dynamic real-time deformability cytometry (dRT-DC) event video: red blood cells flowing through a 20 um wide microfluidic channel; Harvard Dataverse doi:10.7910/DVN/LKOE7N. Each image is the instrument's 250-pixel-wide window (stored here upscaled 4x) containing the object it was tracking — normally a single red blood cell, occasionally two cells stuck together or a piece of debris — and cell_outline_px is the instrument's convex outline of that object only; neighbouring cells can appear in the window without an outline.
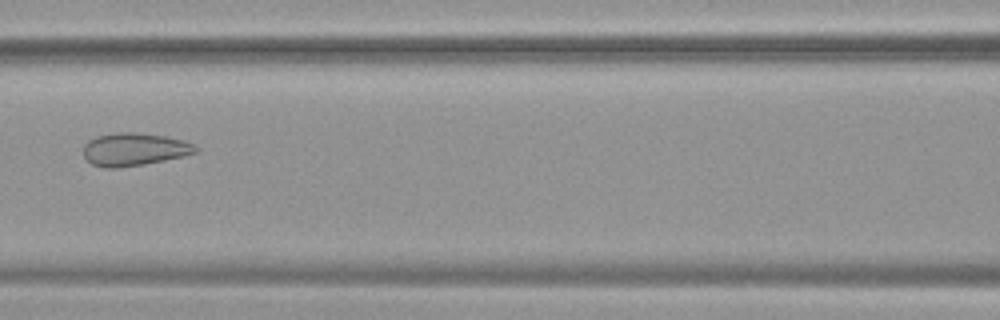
{"species": "common noctule bat (a hibernating species)", "species_latin": "Nyctalus noctula", "temperature_condition": "warm", "stored_images_in_passage": 10, "camera_frame_rate_fps": 3000, "um_per_image_px": 0.085, "animal": {"sex": "female", "body_mass_g": 19.9}, "frame": {"image": 1, "passage_image": 7, "time_ms": 2.0, "image_size_px": [1000, 320], "cell_outline_px": [[200, 148], [196, 152], [184, 156], [144, 164], [116, 168], [104, 168], [92, 164], [84, 156], [84, 144], [88, 140], [96, 136], [120, 132], [132, 132], [164, 136], [184, 140]], "centroid_in_image_um": [11.4, 12.69], "position_along_channel_um": 155.2, "area_um2": 21.39}}
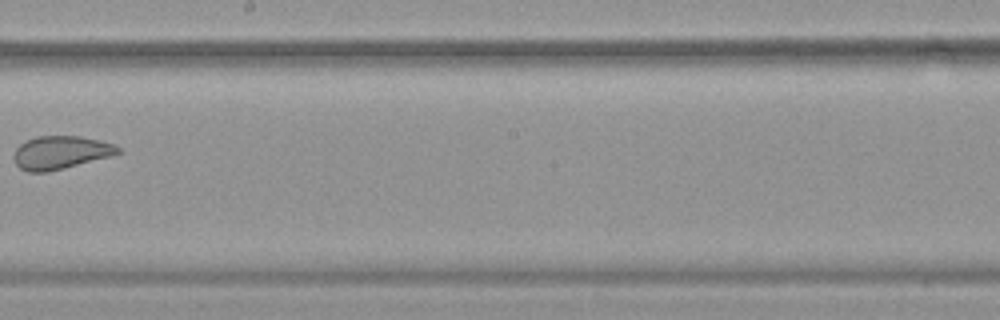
{"frame": {"image": 2, "passage_image": 9, "time_ms": 2.667, "image_size_px": [1000, 320], "cell_outline_px": [[120, 152], [112, 156], [48, 172], [28, 172], [20, 168], [16, 164], [12, 156], [16, 148], [20, 144], [36, 136], [80, 136], [100, 140], [112, 144], [120, 148]], "centroid_in_image_um": [5.13, 12.97], "position_along_channel_um": 243.1, "area_um2": 20.11}}
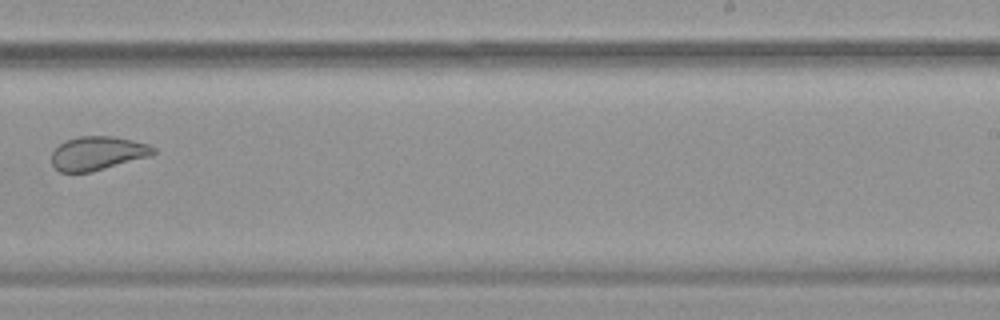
{"frame": {"image": 3, "passage_image": 10, "time_ms": 3.0, "image_size_px": [1000, 320], "cell_outline_px": [[156, 152], [152, 156], [92, 172], [60, 172], [52, 168], [52, 152], [64, 140], [80, 136], [112, 136], [132, 140], [148, 144], [156, 148]], "centroid_in_image_um": [8.3, 13.03], "position_along_channel_um": 280.7, "area_um2": 20.29}}